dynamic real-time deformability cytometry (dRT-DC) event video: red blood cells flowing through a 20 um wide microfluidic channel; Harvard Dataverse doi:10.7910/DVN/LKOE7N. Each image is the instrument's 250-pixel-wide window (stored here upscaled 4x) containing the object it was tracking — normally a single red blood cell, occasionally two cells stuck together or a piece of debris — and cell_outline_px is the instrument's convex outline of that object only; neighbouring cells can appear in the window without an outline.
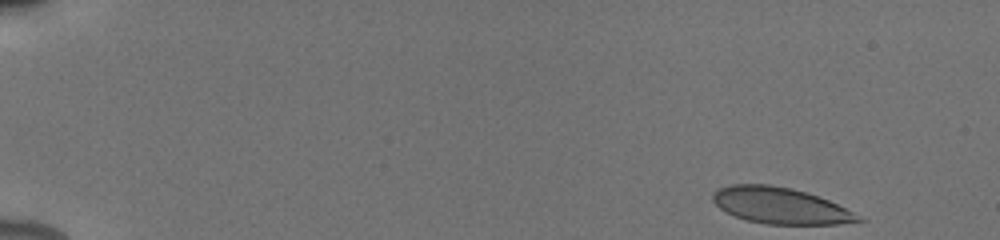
{"species": "human", "species_latin": "Homo sapiens", "temperature_condition": "cold", "stored_images_in_passage": 49, "camera_frame_rate_fps": 3000, "um_per_image_px": 0.085, "donor": {"sex": "male"}, "frame": {"image": 1, "passage_image": 1, "time_ms": 0.0, "image_size_px": [1000, 240], "cell_outline_px": [[868, 220], [836, 224], [768, 224], [748, 220], [736, 216], [720, 208], [712, 200], [712, 192], [720, 188], [732, 184], [768, 184], [792, 188], [828, 200]], "centroid_in_image_um": [66.31, 17.47], "position_along_channel_um": 18.7, "area_um2": 30.29}}
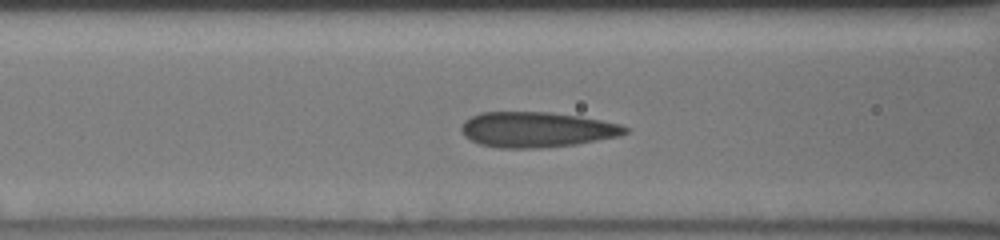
{"frame": {"image": 2, "passage_image": 20, "time_ms": 6.333, "image_size_px": [1000, 240], "cell_outline_px": [[628, 132], [620, 136], [576, 144], [540, 148], [500, 148], [480, 144], [464, 136], [460, 132], [460, 128], [464, 120], [480, 112], [552, 112], [580, 116], [620, 124], [628, 128]], "centroid_in_image_um": [45.6, 11.01], "position_along_channel_um": 121.0, "area_um2": 33.87}}
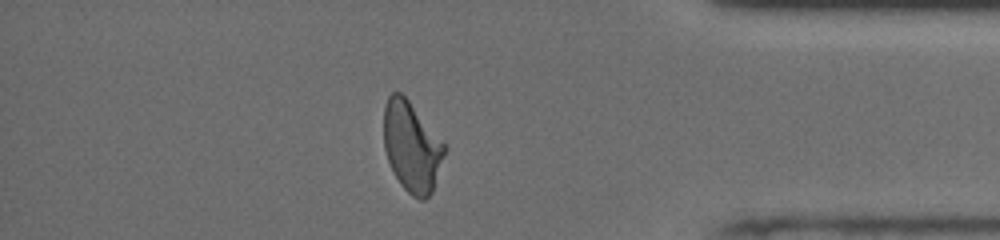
{"frame": {"image": 3, "passage_image": 43, "time_ms": 14.0, "image_size_px": [1000, 240], "cell_outline_px": [[448, 148], [432, 192], [424, 200], [420, 200], [412, 196], [400, 184], [388, 160], [384, 148], [384, 108], [388, 96], [392, 92], [400, 92], [408, 100], [448, 144]], "centroid_in_image_um": [35.04, 12.47], "position_along_channel_um": 400.2, "area_um2": 32.25}, "authors_computed_cell_mechanics": {"area_um2": 32.7726, "velocity_mm_per_s": 3.9159, "shape_relaxation_time_tau1_ms": null, "shape_relaxation_time_tau2_ms": 0.9752, "deformation_change_tau1": null, "deformation_change_tau2": 0.0957}}